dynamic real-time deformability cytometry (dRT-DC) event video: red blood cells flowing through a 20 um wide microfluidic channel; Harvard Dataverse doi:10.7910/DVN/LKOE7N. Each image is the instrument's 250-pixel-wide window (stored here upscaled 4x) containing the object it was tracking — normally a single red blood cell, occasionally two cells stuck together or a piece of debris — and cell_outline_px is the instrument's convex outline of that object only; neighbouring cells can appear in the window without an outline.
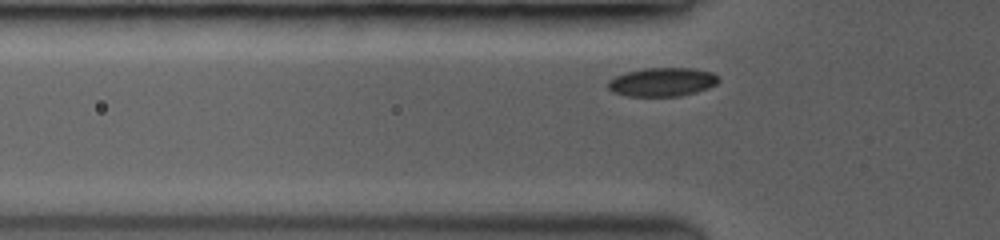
{"species": "common noctule bat (a hibernating species)", "species_latin": "Nyctalus noctula", "temperature_condition": "room temperature", "stored_images_in_passage": 37, "camera_frame_rate_fps": 3500, "um_per_image_px": 0.085, "animal": {"sex": "female", "body_mass_g": 19.0, "forearm_length_mm": 53.3}, "frame": {"image": 1, "passage_image": 5, "time_ms": 1.143, "image_size_px": [1000, 240], "cell_outline_px": [[720, 80], [716, 84], [708, 88], [680, 96], [628, 96], [616, 92], [608, 88], [608, 80], [624, 72], [644, 68], [692, 68], [712, 72], [720, 76]], "centroid_in_image_um": [56.32, 6.96], "position_along_channel_um": 69.5, "area_um2": 18.5}}
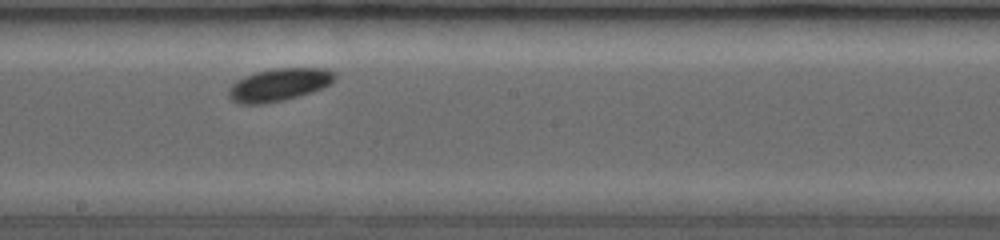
{"frame": {"image": 2, "passage_image": 19, "time_ms": 5.143, "image_size_px": [1000, 240], "cell_outline_px": [[336, 80], [320, 88], [296, 96], [280, 100], [256, 104], [248, 104], [236, 100], [228, 92], [228, 88], [236, 80], [244, 76], [256, 72], [272, 68], [328, 68], [336, 76]], "centroid_in_image_um": [23.73, 7.15], "position_along_channel_um": 224.5, "area_um2": 19.54}}
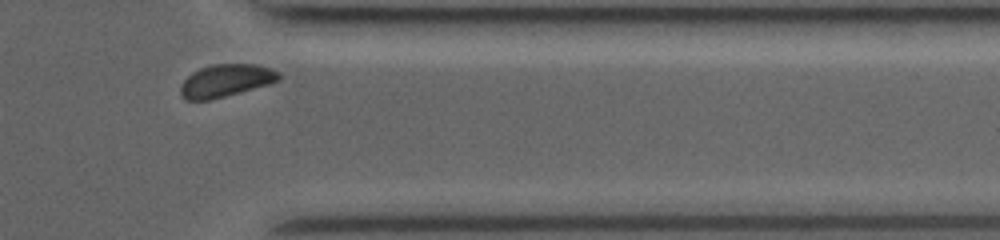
{"frame": {"image": 3, "passage_image": 34, "time_ms": 9.429, "image_size_px": [1000, 240], "cell_outline_px": [[280, 80], [268, 84], [240, 92], [208, 100], [184, 100], [180, 96], [180, 84], [192, 72], [200, 68], [212, 64], [252, 64], [268, 68], [276, 72], [280, 76]], "centroid_in_image_um": [19.12, 6.86], "position_along_channel_um": 392.3, "area_um2": 18.44}, "authors_computed_cell_mechanics": {"area_um2": 18.7272, "velocity_mm_per_s": 3.888, "shape_relaxation_time_tau1_ms": 0.7142, "shape_relaxation_time_tau2_ms": null, "deformation_change_tau1": 0.0456, "deformation_change_tau2": null}}